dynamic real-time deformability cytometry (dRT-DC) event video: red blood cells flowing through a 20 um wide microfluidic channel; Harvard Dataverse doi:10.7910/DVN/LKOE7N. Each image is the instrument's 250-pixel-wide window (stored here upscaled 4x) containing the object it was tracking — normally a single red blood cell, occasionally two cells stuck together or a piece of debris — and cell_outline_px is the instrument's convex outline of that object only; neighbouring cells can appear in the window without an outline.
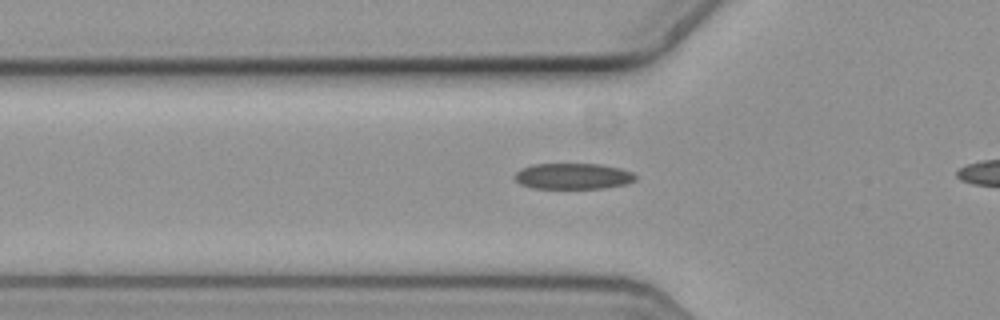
{"species": "common noctule bat (a hibernating species)", "species_latin": "Nyctalus noctula", "temperature_condition": "cold", "stored_images_in_passage": 40, "camera_frame_rate_fps": 3000, "um_per_image_px": 0.085, "animal": {"sex": "female", "body_mass_g": 19.3, "forearm_length_mm": 54.1}, "frame": {"image": 1, "passage_image": 13, "time_ms": 4.0, "image_size_px": [1000, 320], "cell_outline_px": [[636, 180], [628, 184], [600, 188], [532, 188], [520, 184], [512, 176], [520, 168], [532, 164], [600, 164], [620, 168], [632, 172], [636, 176]], "centroid_in_image_um": [48.68, 14.97], "position_along_channel_um": 77.1, "area_um2": 18.38}}
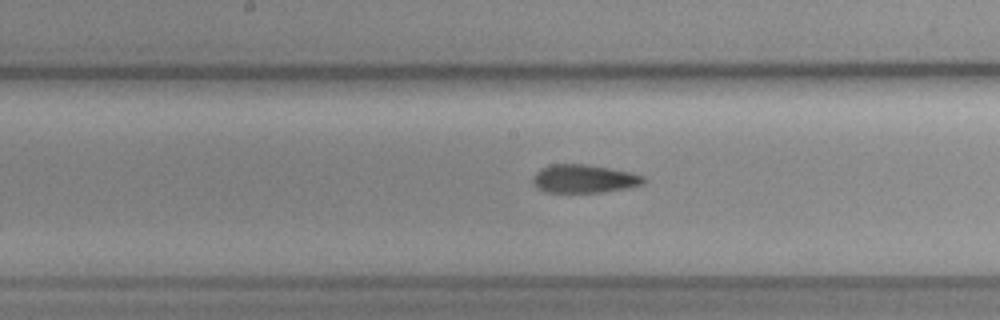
{"frame": {"image": 2, "passage_image": 23, "time_ms": 7.333, "image_size_px": [1000, 320], "cell_outline_px": [[644, 184], [628, 188], [600, 192], [548, 192], [536, 188], [532, 184], [532, 176], [540, 168], [548, 164], [584, 164], [632, 172], [644, 176]], "centroid_in_image_um": [49.6, 15.19], "position_along_channel_um": 198.6, "area_um2": 18.38}}
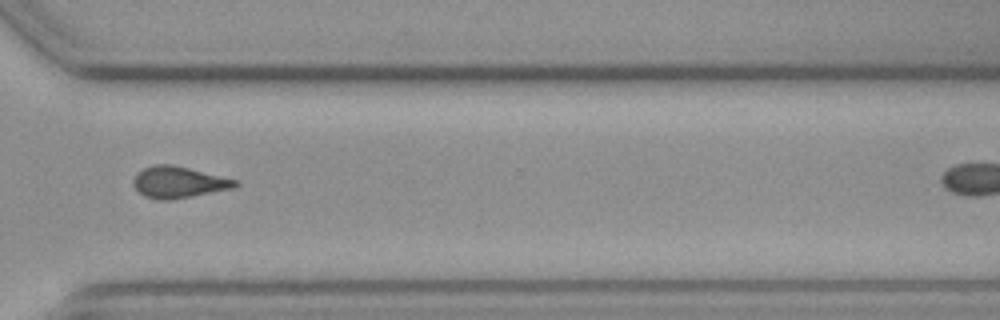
{"frame": {"image": 3, "passage_image": 36, "time_ms": 11.667, "image_size_px": [1000, 320], "cell_outline_px": [[240, 184], [232, 188], [172, 200], [160, 200], [144, 196], [132, 184], [132, 180], [136, 172], [144, 168], [156, 164], [172, 164], [240, 180]], "centroid_in_image_um": [15.18, 15.48], "position_along_channel_um": 355.4, "area_um2": 18.79}}